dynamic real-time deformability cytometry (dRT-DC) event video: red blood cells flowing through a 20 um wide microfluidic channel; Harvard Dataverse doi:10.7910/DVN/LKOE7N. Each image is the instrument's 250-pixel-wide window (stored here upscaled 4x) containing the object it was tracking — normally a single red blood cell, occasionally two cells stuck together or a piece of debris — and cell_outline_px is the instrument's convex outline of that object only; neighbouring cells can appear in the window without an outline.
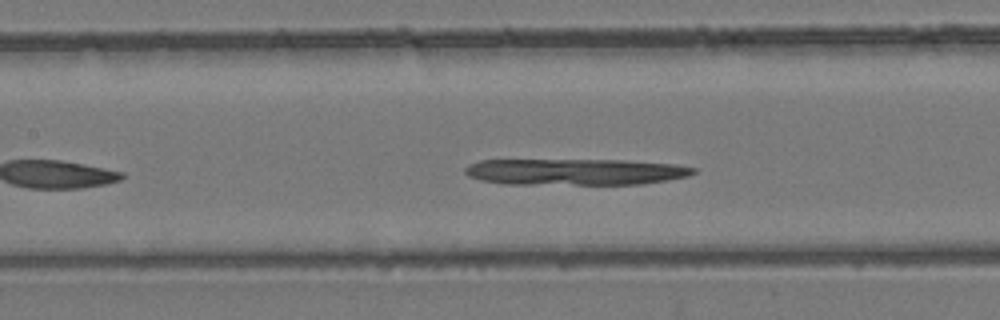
{"species": "common noctule bat (a hibernating species)", "species_latin": "Nyctalus noctula", "temperature_condition": "room temperature", "stored_images_in_passage": 36, "camera_frame_rate_fps": 3000, "um_per_image_px": 0.085, "animal": {"sex": "female", "body_mass_g": 24.6, "forearm_length_mm": 56.2}, "frame": {"image": 1, "passage_image": 11, "time_ms": 3.333, "image_size_px": [1000, 320], "cell_outline_px": [[696, 172], [688, 176], [644, 184], [504, 184], [480, 180], [468, 176], [464, 172], [464, 168], [468, 164], [480, 160], [620, 160], [672, 164], [696, 168]], "centroid_in_image_um": [48.84, 14.61], "position_along_channel_um": 158.6, "area_um2": 35.08}}